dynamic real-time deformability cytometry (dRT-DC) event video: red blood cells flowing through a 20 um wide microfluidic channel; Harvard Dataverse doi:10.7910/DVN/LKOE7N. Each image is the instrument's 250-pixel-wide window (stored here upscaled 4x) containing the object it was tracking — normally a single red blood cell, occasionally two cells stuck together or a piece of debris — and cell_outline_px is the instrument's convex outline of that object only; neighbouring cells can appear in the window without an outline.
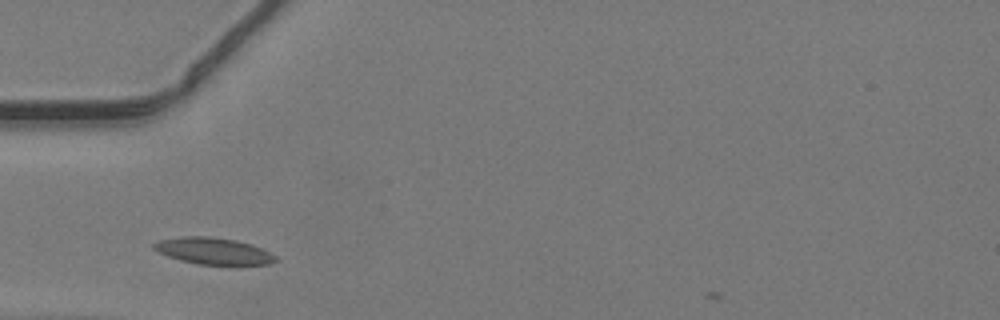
{"species": "common noctule bat (a hibernating species)", "species_latin": "Nyctalus noctula", "temperature_condition": "warm", "stored_images_in_passage": 33, "camera_frame_rate_fps": 3000, "um_per_image_px": 0.085, "animal": {"sex": "male", "body_mass_g": 19.2, "forearm_length_mm": 51.8}, "frame": {"image": 1, "passage_image": 1, "time_ms": 0.0, "image_size_px": [1000, 320], "cell_outline_px": [[280, 260], [268, 264], [236, 268], [200, 264], [180, 260], [168, 256], [152, 248], [152, 244], [160, 240], [180, 236], [208, 236], [236, 240], [252, 244], [276, 256]], "centroid_in_image_um": [18.22, 21.38], "position_along_channel_um": 66.8, "area_um2": 19.71}}
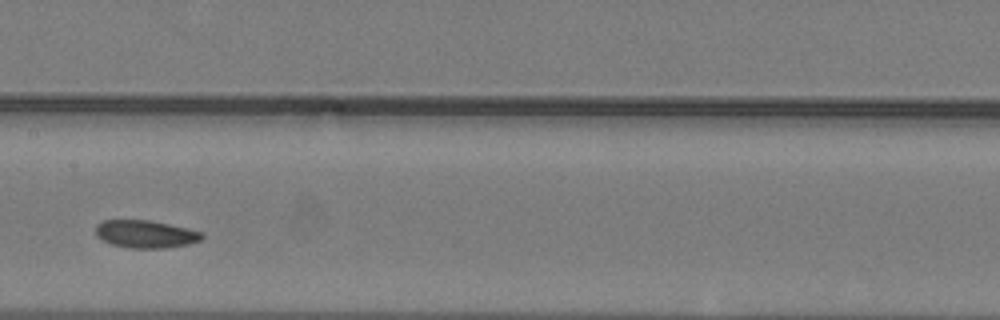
{"frame": {"image": 2, "passage_image": 10, "time_ms": 3.0, "image_size_px": [1000, 320], "cell_outline_px": [[204, 236], [200, 240], [188, 244], [164, 248], [128, 248], [112, 244], [96, 236], [96, 224], [104, 220], [148, 220], [168, 224], [204, 232]], "centroid_in_image_um": [12.37, 19.89], "position_along_channel_um": 195.0, "area_um2": 17.05}}
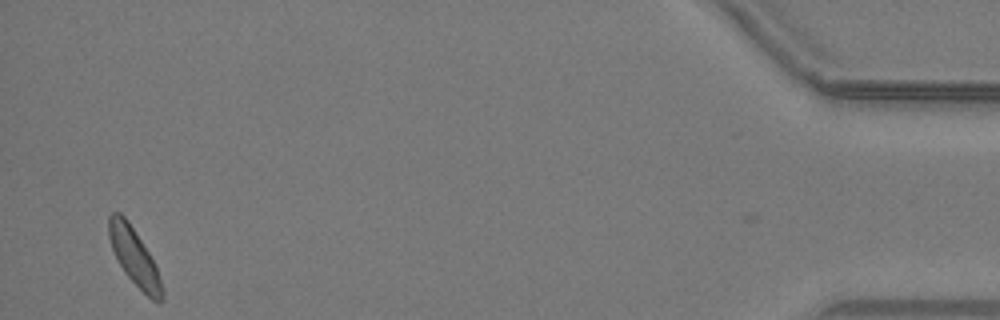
{"frame": {"image": 3, "passage_image": 32, "time_ms": 10.333, "image_size_px": [1000, 320], "cell_outline_px": [[164, 300], [160, 304], [152, 300], [124, 272], [112, 248], [108, 236], [108, 216], [112, 212], [120, 212], [128, 220], [156, 264], [164, 292]], "centroid_in_image_um": [11.43, 21.83], "position_along_channel_um": 423.8, "area_um2": 17.63}}